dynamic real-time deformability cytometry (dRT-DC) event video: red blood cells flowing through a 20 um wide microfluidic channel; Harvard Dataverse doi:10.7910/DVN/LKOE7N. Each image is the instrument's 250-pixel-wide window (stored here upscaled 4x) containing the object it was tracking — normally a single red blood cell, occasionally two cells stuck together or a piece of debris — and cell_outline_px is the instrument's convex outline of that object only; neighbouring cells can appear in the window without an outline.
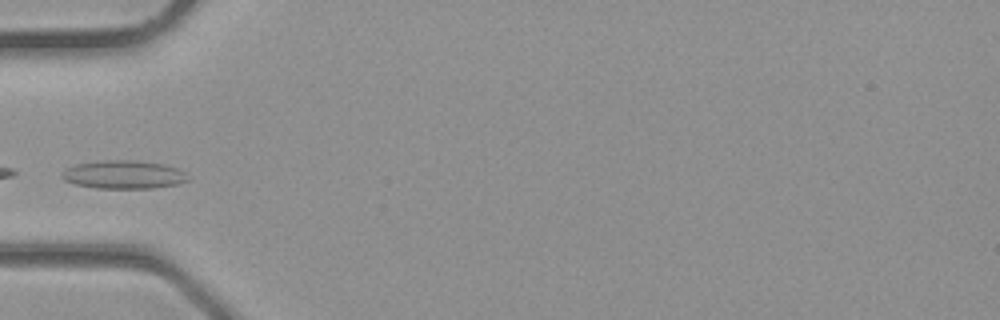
{"species": "common noctule bat (a hibernating species)", "species_latin": "Nyctalus noctula", "temperature_condition": "room temperature", "stored_images_in_passage": 2, "camera_frame_rate_fps": 3000, "um_per_image_px": 0.085, "animal": {"sex": "male", "body_mass_g": 23.1, "forearm_length_mm": 52.7}, "frame": {"image": 1, "passage_image": 2, "time_ms": 0.333, "image_size_px": [1000, 320], "cell_outline_px": [[192, 180], [176, 184], [152, 188], [96, 188], [76, 184], [64, 180], [60, 176], [68, 168], [76, 164], [96, 160], [136, 160], [164, 164], [176, 168], [184, 172]], "centroid_in_image_um": [10.53, 14.83], "position_along_channel_um": 74.5, "area_um2": 20.81}}